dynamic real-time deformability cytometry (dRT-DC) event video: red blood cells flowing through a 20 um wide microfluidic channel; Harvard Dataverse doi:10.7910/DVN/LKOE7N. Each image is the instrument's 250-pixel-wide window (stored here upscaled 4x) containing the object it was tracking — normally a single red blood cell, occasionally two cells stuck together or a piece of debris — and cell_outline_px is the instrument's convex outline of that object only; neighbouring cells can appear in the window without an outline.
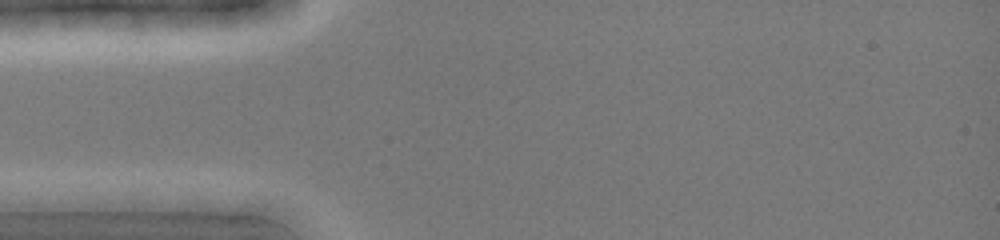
{"species": "common noctule bat (a hibernating species)", "species_latin": "Nyctalus noctula", "temperature_condition": "cold", "stored_images_in_passage": 1, "camera_frame_rate_fps": 3000, "um_per_image_px": 0.085, "animal": {"sex": "female", "body_mass_g": 19.0, "forearm_length_mm": 51.5}, "frame": {"image": 1, "passage_image": 1, "time_ms": 0.0, "image_size_px": [1000, 240], "cell_outline_px": [[352, 104], [332, 140], [296, 148], [296, 140], [308, 104], [324, 100], [348, 96], [352, 96]], "centroid_in_image_um": [27.43, 10.26], "position_along_channel_um": 57.6, "area_um2": 12.95}}